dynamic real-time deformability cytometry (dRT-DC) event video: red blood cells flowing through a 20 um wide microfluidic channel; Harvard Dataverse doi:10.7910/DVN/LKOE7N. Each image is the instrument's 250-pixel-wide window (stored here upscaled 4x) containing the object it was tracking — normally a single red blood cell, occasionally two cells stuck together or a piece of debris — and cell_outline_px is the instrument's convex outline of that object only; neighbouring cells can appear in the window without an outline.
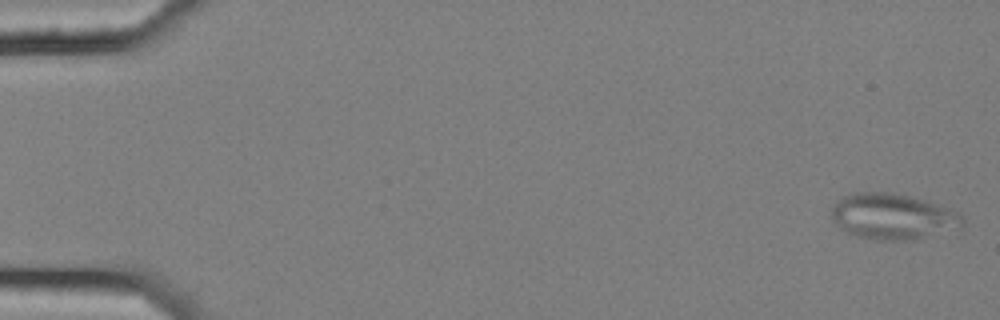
{"species": "common noctule bat (a hibernating species)", "species_latin": "Nyctalus noctula", "temperature_condition": "cold", "stored_images_in_passage": 7, "camera_frame_rate_fps": 3000, "um_per_image_px": 0.085, "animal": {"sex": "female", "body_mass_g": 25.1}, "frame": {"image": 1, "passage_image": 1, "time_ms": 0.0, "image_size_px": [1000, 320], "cell_outline_px": [[964, 224], [960, 228], [908, 240], [880, 240], [856, 236], [840, 228], [832, 216], [832, 208], [836, 200], [840, 196], [852, 192], [888, 192], [908, 196], [924, 200], [960, 212], [964, 216]], "centroid_in_image_um": [75.88, 18.38], "position_along_channel_um": 9.1, "area_um2": 34.85}}